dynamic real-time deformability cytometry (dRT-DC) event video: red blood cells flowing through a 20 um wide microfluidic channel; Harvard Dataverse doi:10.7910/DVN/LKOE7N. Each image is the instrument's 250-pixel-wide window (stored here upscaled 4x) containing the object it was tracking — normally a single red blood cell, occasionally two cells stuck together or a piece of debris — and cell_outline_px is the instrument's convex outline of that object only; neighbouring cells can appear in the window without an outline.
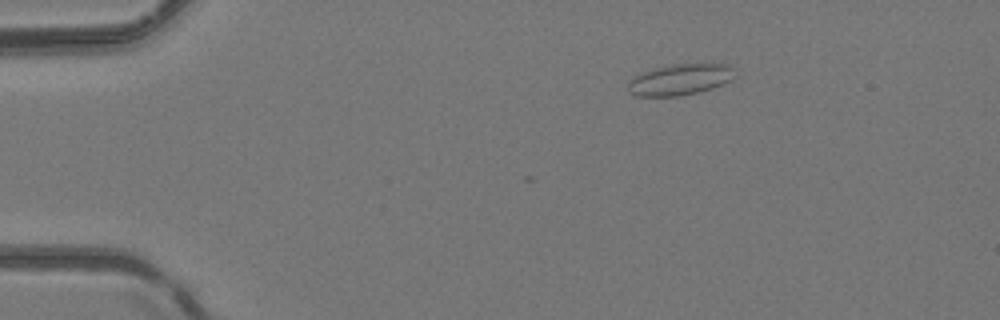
{"species": "common noctule bat (a hibernating species)", "species_latin": "Nyctalus noctula", "temperature_condition": "room temperature", "stored_images_in_passage": 3, "camera_frame_rate_fps": 3000, "um_per_image_px": 0.085, "animal": {"sex": "female", "body_mass_g": 24.6, "forearm_length_mm": 56.2}, "frame": {"image": 1, "passage_image": 1, "time_ms": 0.0, "image_size_px": [1000, 320], "cell_outline_px": [[732, 80], [724, 84], [712, 88], [680, 96], [636, 96], [628, 92], [628, 80], [632, 76], [640, 72], [652, 68], [676, 64], [728, 64], [732, 68]], "centroid_in_image_um": [57.72, 6.76], "position_along_channel_um": 27.3, "area_um2": 19.42}}
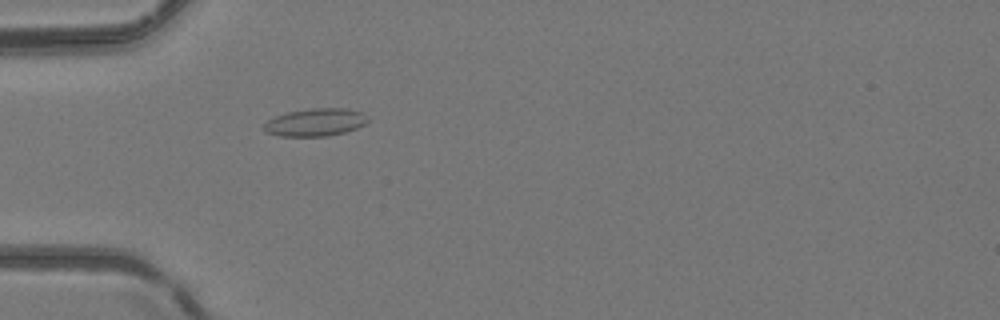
{"frame": {"image": 2, "passage_image": 3, "time_ms": 2.333, "image_size_px": [1000, 320], "cell_outline_px": [[368, 120], [364, 124], [356, 128], [344, 132], [328, 136], [280, 136], [264, 132], [264, 124], [268, 120], [276, 116], [288, 112], [312, 108], [344, 108], [360, 112]], "centroid_in_image_um": [26.76, 10.4], "position_along_channel_um": 58.2, "area_um2": 16.53}}